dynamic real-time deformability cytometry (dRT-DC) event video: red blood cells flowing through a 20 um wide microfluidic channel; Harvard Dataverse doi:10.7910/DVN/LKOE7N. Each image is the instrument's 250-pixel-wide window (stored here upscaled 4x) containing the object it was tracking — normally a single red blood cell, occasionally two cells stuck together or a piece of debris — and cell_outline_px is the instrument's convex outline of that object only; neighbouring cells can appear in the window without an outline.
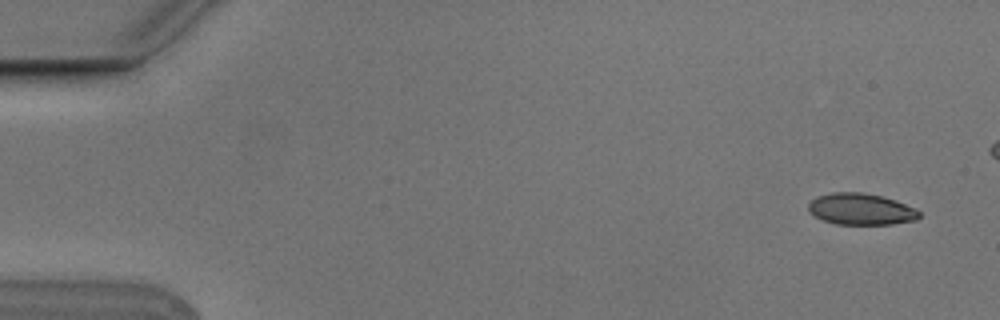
{"species": "Egyptian fruit bat (a non-hibernating species)", "species_latin": "Rousettus aegyptiacus", "temperature_condition": "cold", "stored_images_in_passage": 6, "camera_frame_rate_fps": 3000, "um_per_image_px": 0.085, "animal": {"sex": "male"}, "frame": {"image": 1, "passage_image": 1, "time_ms": 0.0, "image_size_px": [1000, 320], "cell_outline_px": [[920, 216], [916, 220], [892, 224], [836, 224], [824, 220], [808, 212], [808, 204], [816, 196], [832, 192], [860, 192], [880, 196], [896, 200], [916, 208], [920, 212]], "centroid_in_image_um": [73.18, 17.77], "position_along_channel_um": 11.8, "area_um2": 20.35}}